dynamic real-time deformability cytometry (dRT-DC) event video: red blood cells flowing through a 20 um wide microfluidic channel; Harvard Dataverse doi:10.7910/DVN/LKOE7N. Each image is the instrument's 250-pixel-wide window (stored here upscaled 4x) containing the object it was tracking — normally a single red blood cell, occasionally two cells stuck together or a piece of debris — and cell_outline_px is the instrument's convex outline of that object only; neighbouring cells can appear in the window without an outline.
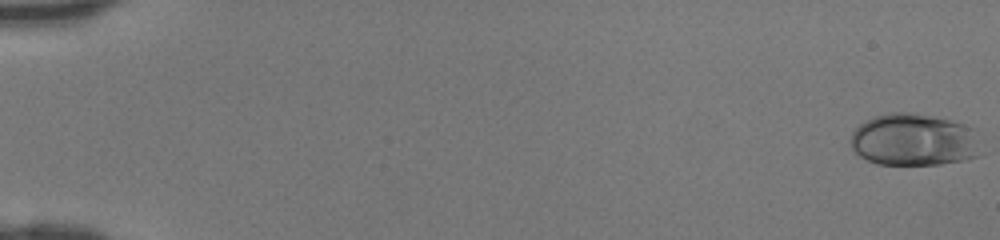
{"species": "human", "species_latin": "Homo sapiens", "temperature_condition": "room temperature", "stored_images_in_passage": 47, "camera_frame_rate_fps": 3000, "um_per_image_px": 0.085, "donor": {"sex": "female"}, "frame": {"image": 1, "passage_image": 1, "time_ms": 0.0, "image_size_px": [1000, 240], "cell_outline_px": [[976, 156], [964, 160], [940, 164], [876, 164], [860, 156], [852, 148], [848, 140], [852, 132], [864, 120], [872, 116], [892, 112], [908, 112], [932, 116], [952, 120], [972, 128], [976, 152]], "centroid_in_image_um": [77.55, 11.87], "position_along_channel_um": 7.4, "area_um2": 39.19}}
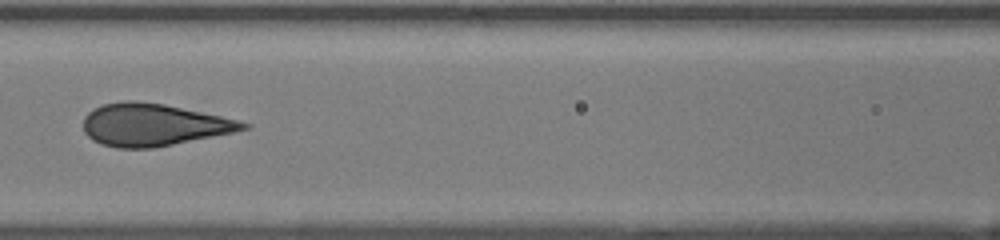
{"frame": {"image": 2, "passage_image": 23, "time_ms": 7.333, "image_size_px": [1000, 240], "cell_outline_px": [[252, 124], [248, 128], [232, 132], [152, 148], [116, 148], [100, 144], [92, 140], [84, 132], [84, 116], [88, 112], [104, 104], [124, 100], [132, 100], [164, 104], [240, 120]], "centroid_in_image_um": [13.01, 10.6], "position_along_channel_um": 153.6, "area_um2": 39.07}}
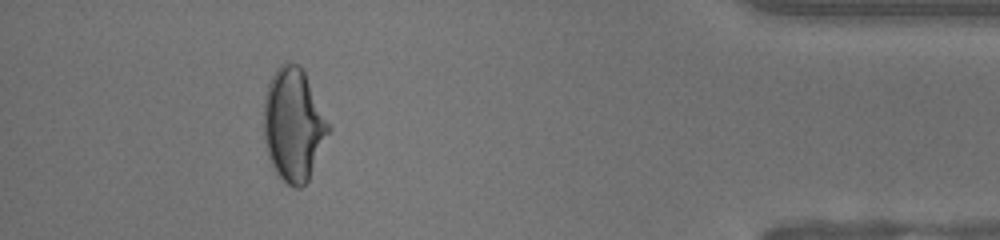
{"frame": {"image": 3, "passage_image": 43, "time_ms": 14.0, "image_size_px": [1000, 240], "cell_outline_px": [[328, 132], [308, 180], [300, 188], [296, 188], [288, 184], [276, 172], [268, 156], [264, 140], [264, 96], [268, 84], [276, 68], [280, 64], [288, 60], [300, 64], [304, 72], [328, 124]], "centroid_in_image_um": [24.89, 10.56], "position_along_channel_um": 410.3, "area_um2": 41.73}}